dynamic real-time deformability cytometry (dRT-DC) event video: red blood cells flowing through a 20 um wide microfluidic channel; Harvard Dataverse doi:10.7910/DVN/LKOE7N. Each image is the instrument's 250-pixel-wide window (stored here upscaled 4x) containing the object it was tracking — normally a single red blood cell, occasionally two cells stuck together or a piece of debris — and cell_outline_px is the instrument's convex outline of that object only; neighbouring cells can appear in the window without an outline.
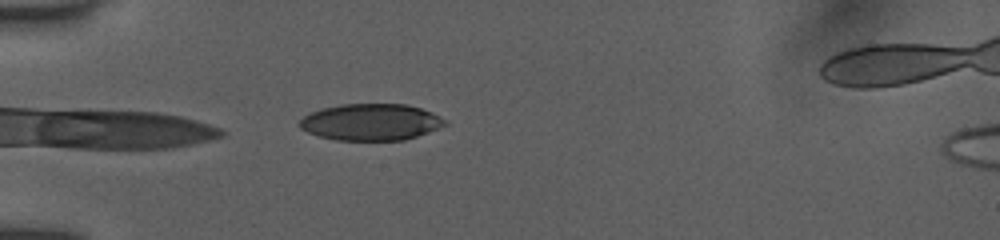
{"species": "human", "species_latin": "Homo sapiens", "temperature_condition": "room temperature", "stored_images_in_passage": 7, "camera_frame_rate_fps": 3000, "um_per_image_px": 0.085, "donor": {"sex": "female"}, "frame": {"image": 1, "passage_image": 7, "time_ms": 5.0, "image_size_px": [1000, 240], "cell_outline_px": [[444, 124], [428, 132], [404, 140], [336, 140], [320, 136], [308, 132], [300, 128], [296, 124], [304, 116], [312, 112], [324, 108], [340, 104], [404, 104], [420, 108], [432, 112], [444, 120]], "centroid_in_image_um": [31.47, 10.37], "position_along_channel_um": 53.5, "area_um2": 30.63}}